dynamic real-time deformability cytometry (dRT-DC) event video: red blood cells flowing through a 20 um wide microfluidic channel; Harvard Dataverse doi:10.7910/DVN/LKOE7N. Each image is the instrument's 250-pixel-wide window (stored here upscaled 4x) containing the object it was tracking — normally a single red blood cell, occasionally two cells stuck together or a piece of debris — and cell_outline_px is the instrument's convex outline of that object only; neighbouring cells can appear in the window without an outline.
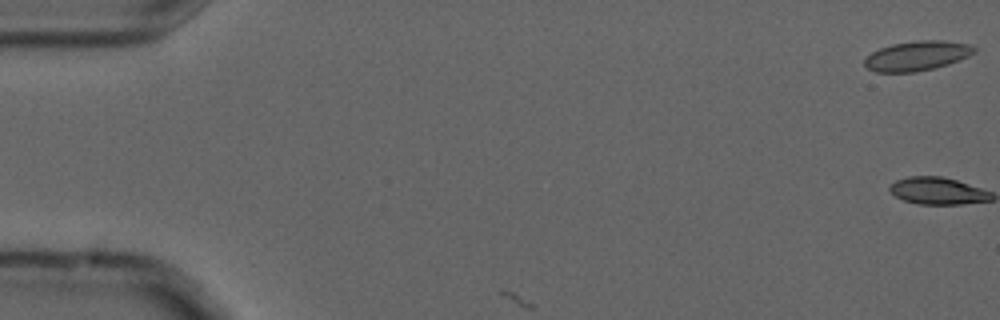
{"species": "common noctule bat (a hibernating species)", "species_latin": "Nyctalus noctula", "temperature_condition": "cold", "stored_images_in_passage": 2, "camera_frame_rate_fps": 3000, "um_per_image_px": 0.085, "animal": {"sex": "male", "forearm_length_mm": 52.5}, "frame": {"image": 1, "passage_image": 1, "time_ms": 0.0, "image_size_px": [1000, 320], "cell_outline_px": [[976, 52], [968, 56], [948, 64], [916, 72], [876, 72], [868, 68], [864, 64], [864, 60], [872, 52], [880, 48], [892, 44], [920, 40], [940, 40], [972, 44], [976, 48]], "centroid_in_image_um": [77.97, 4.74], "position_along_channel_um": 7.0, "area_um2": 18.84}}